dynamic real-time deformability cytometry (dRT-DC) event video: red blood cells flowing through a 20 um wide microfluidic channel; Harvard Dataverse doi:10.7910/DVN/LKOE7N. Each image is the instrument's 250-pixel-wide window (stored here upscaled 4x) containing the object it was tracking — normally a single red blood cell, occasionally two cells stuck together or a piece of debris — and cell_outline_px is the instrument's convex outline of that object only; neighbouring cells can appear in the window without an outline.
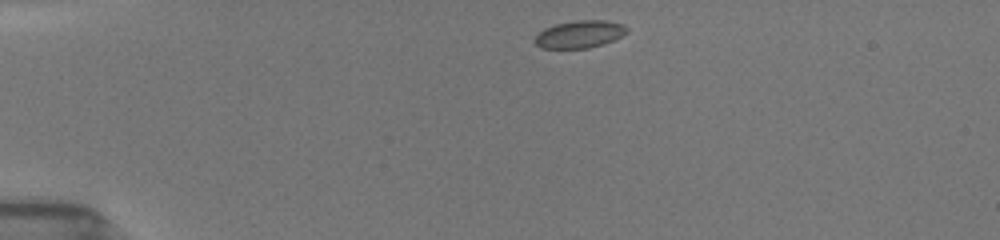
{"species": "common noctule bat (a hibernating species)", "species_latin": "Nyctalus noctula", "temperature_condition": "room temperature", "stored_images_in_passage": 45, "camera_frame_rate_fps": 3000, "um_per_image_px": 0.085, "animal": {"sex": "female", "body_mass_g": 19.5, "forearm_length_mm": 54.1}, "frame": {"image": 1, "passage_image": 1, "time_ms": 0.0, "image_size_px": [1000, 240], "cell_outline_px": [[628, 32], [604, 44], [588, 48], [540, 48], [532, 40], [544, 28], [556, 24], [576, 20], [604, 20], [624, 24], [628, 28]], "centroid_in_image_um": [49.26, 2.91], "position_along_channel_um": 35.7, "area_um2": 14.74}}
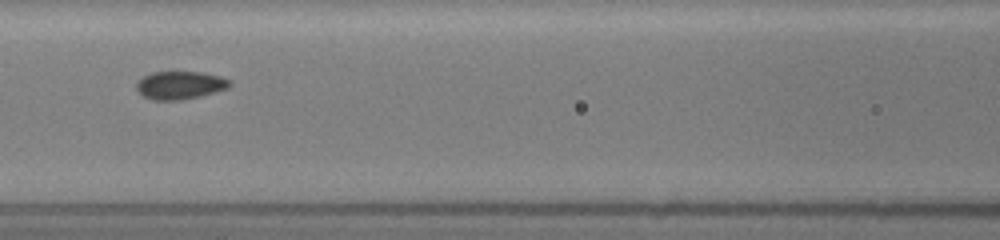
{"frame": {"image": 2, "passage_image": 21, "time_ms": 4.333, "image_size_px": [1000, 240], "cell_outline_px": [[232, 84], [228, 88], [200, 96], [180, 100], [152, 100], [144, 96], [136, 88], [136, 84], [144, 76], [152, 72], [204, 72], [220, 76], [232, 80]], "centroid_in_image_um": [15.34, 7.23], "position_along_channel_um": 151.3, "area_um2": 15.2}}
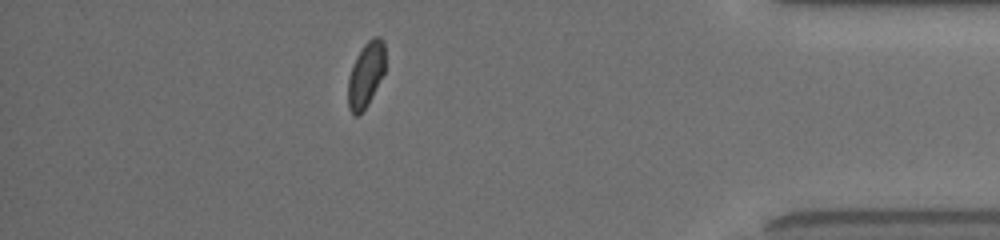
{"frame": {"image": 3, "passage_image": 40, "time_ms": 11.667, "image_size_px": [1000, 240], "cell_outline_px": [[384, 72], [368, 104], [356, 116], [348, 108], [348, 76], [352, 64], [356, 56], [364, 44], [372, 36], [380, 36], [384, 40]], "centroid_in_image_um": [31.08, 6.29], "position_along_channel_um": 404.1, "area_um2": 14.05}, "authors_computed_cell_mechanics": {"area_um2": 15.2014, "velocity_mm_per_s": 3.93, "shape_relaxation_time_tau1_ms": 4.9746, "shape_relaxation_time_tau2_ms": 0.9509, "deformation_change_tau1": 0.0713, "deformation_change_tau2": 0.0305}}